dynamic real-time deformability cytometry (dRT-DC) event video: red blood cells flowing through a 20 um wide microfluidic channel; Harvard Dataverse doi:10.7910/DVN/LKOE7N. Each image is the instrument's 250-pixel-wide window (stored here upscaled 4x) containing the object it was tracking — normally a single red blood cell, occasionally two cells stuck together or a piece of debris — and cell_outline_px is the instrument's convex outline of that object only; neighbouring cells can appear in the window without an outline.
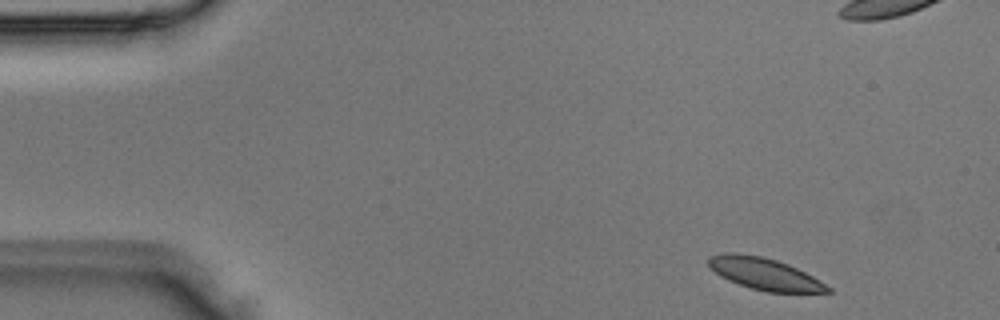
{"species": "Egyptian fruit bat (a non-hibernating species)", "species_latin": "Rousettus aegyptiacus", "temperature_condition": "room temperature", "stored_images_in_passage": 5, "camera_frame_rate_fps": 3000, "um_per_image_px": 0.085, "animal": {"sex": "male"}, "frame": {"image": 1, "passage_image": 1, "time_ms": 0.0, "image_size_px": [1000, 320], "cell_outline_px": [[832, 292], [768, 292], [752, 288], [728, 280], [720, 276], [708, 264], [708, 256], [728, 252], [736, 252], [760, 256], [776, 260], [788, 264], [820, 280], [832, 288]], "centroid_in_image_um": [64.99, 23.27], "position_along_channel_um": 20.0, "area_um2": 21.91}}